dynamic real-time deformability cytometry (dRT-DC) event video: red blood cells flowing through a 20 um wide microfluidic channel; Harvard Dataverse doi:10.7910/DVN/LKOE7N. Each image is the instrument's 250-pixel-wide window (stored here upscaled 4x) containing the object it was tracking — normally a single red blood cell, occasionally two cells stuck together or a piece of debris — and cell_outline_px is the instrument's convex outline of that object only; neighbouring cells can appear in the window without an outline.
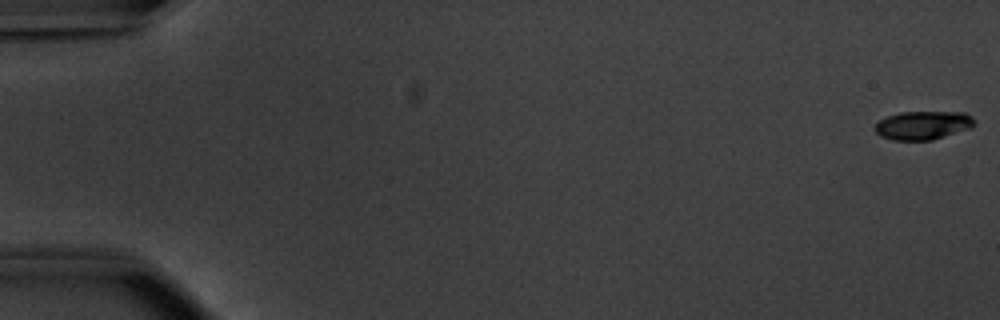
{"species": "common noctule bat (a hibernating species)", "species_latin": "Nyctalus noctula", "temperature_condition": "warm", "stored_images_in_passage": 54, "camera_frame_rate_fps": 3000, "um_per_image_px": 0.085, "animal": {"sex": "male", "body_mass_g": 20.1, "forearm_length_mm": 53.5}, "frame": {"image": 1, "passage_image": 1, "time_ms": 0.0, "image_size_px": [1000, 320], "cell_outline_px": [[972, 128], [932, 140], [892, 140], [880, 136], [876, 132], [876, 124], [880, 120], [888, 116], [900, 112], [964, 112], [972, 116]], "centroid_in_image_um": [78.45, 10.65], "position_along_channel_um": 6.6, "area_um2": 16.42}}
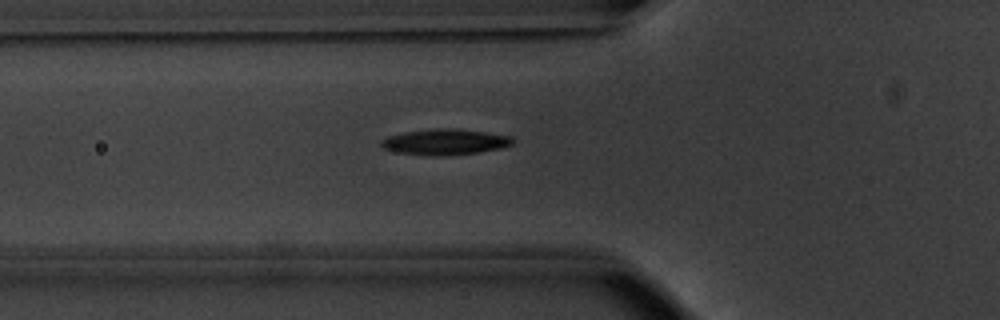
{"frame": {"image": 2, "passage_image": 20, "time_ms": 6.333, "image_size_px": [1000, 320], "cell_outline_px": [[516, 140], [512, 144], [500, 148], [476, 152], [436, 156], [400, 152], [384, 148], [380, 144], [380, 140], [388, 136], [404, 132], [432, 128], [456, 128], [512, 136]], "centroid_in_image_um": [37.84, 12.04], "position_along_channel_um": 88.0, "area_um2": 19.54}}
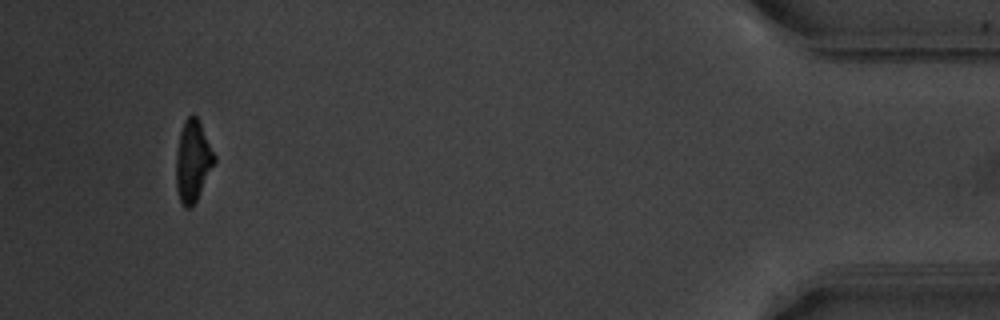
{"frame": {"image": 3, "passage_image": 51, "time_ms": 16.667, "image_size_px": [1000, 320], "cell_outline_px": [[216, 160], [196, 200], [188, 208], [184, 208], [180, 204], [176, 188], [176, 152], [180, 132], [184, 120], [192, 112], [200, 120], [216, 156]], "centroid_in_image_um": [16.38, 13.64], "position_along_channel_um": 418.8, "area_um2": 18.32}, "authors_computed_cell_mechanics": {"area_um2": 18.6694, "velocity_mm_per_s": 3.8436, "shape_relaxation_time_tau1_ms": 2.453, "shape_relaxation_time_tau2_ms": 6.8566, "deformation_change_tau1": 0.1493, "deformation_change_tau2": 0.1416}}